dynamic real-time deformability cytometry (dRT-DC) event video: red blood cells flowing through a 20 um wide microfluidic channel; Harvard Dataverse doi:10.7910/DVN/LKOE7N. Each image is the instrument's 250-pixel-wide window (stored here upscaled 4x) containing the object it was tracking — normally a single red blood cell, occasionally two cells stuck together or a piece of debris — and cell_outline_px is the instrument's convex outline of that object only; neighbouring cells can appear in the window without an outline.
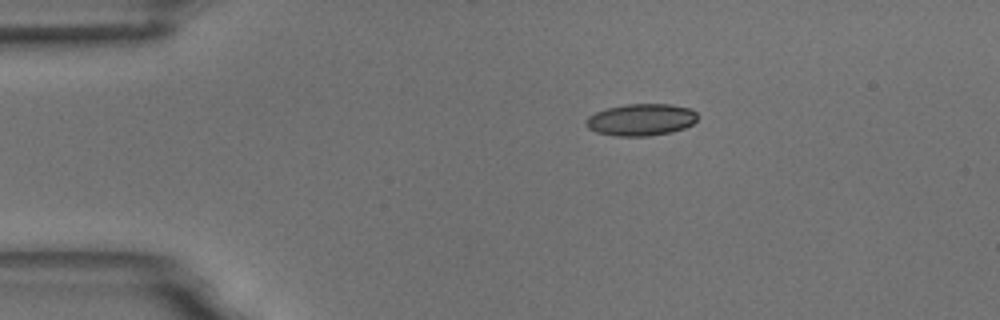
{"species": "common noctule bat (a hibernating species)", "species_latin": "Nyctalus noctula", "temperature_condition": "room temperature", "stored_images_in_passage": 3, "camera_frame_rate_fps": 3000, "um_per_image_px": 0.085, "animal": {"sex": "male", "body_mass_g": 18.8}, "frame": {"image": 1, "passage_image": 1, "time_ms": 0.0, "image_size_px": [1000, 320], "cell_outline_px": [[696, 120], [692, 124], [684, 128], [672, 132], [648, 136], [616, 136], [596, 132], [588, 128], [584, 124], [584, 120], [588, 116], [596, 112], [608, 108], [628, 104], [672, 104], [692, 108], [696, 112]], "centroid_in_image_um": [54.48, 10.17], "position_along_channel_um": 30.5, "area_um2": 20.87}}